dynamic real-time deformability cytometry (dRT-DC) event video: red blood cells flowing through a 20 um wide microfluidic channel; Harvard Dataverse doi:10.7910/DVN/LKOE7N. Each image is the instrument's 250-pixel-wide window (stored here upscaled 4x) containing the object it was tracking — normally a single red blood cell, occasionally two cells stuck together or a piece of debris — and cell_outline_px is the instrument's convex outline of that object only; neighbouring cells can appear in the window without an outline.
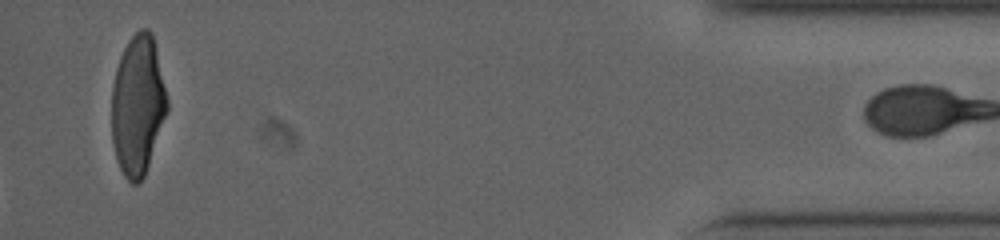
{"species": "human", "species_latin": "Homo sapiens", "temperature_condition": "cold", "stored_images_in_passage": 37, "camera_frame_rate_fps": 3000, "um_per_image_px": 0.085, "donor": {"sex": "male"}, "frame": {"image": 1, "passage_image": 37, "time_ms": 14.667, "image_size_px": [1000, 240], "cell_outline_px": [[168, 112], [144, 176], [136, 184], [132, 184], [124, 176], [120, 168], [116, 156], [112, 140], [112, 88], [116, 68], [120, 56], [128, 40], [140, 28], [148, 28], [152, 32], [156, 48], [168, 100]], "centroid_in_image_um": [11.72, 8.92], "position_along_channel_um": 423.5, "area_um2": 45.2}, "authors_computed_cell_mechanics": {"area_um2": 34.9112, "velocity_mm_per_s": 3.7387, "shape_relaxation_time_tau1_ms": 2.8918, "shape_relaxation_time_tau2_ms": null, "deformation_change_tau1": 0.1122, "deformation_change_tau2": null}}